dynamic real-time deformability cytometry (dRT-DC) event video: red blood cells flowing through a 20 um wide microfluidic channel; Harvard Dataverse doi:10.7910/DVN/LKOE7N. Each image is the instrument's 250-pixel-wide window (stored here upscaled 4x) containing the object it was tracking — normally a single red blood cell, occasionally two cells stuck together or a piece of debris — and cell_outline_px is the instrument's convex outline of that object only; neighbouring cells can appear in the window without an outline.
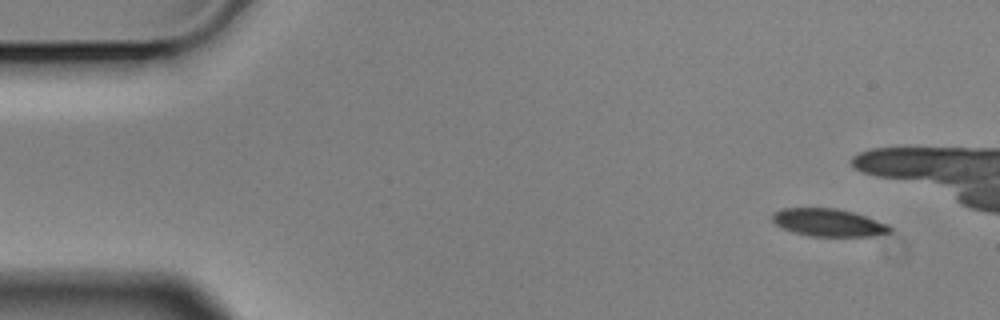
{"species": "Egyptian fruit bat (a non-hibernating species)", "species_latin": "Rousettus aegyptiacus", "temperature_condition": "cold", "stored_images_in_passage": 14, "camera_frame_rate_fps": 3000, "um_per_image_px": 0.085, "animal": {"sex": "male"}, "frame": {"image": 1, "passage_image": 1, "time_ms": 0.0, "image_size_px": [1000, 320], "cell_outline_px": [[892, 228], [888, 232], [872, 236], [808, 236], [792, 232], [776, 224], [772, 220], [772, 212], [780, 208], [836, 208], [852, 212], [888, 224]], "centroid_in_image_um": [70.36, 18.91], "position_along_channel_um": 14.6, "area_um2": 18.84}}